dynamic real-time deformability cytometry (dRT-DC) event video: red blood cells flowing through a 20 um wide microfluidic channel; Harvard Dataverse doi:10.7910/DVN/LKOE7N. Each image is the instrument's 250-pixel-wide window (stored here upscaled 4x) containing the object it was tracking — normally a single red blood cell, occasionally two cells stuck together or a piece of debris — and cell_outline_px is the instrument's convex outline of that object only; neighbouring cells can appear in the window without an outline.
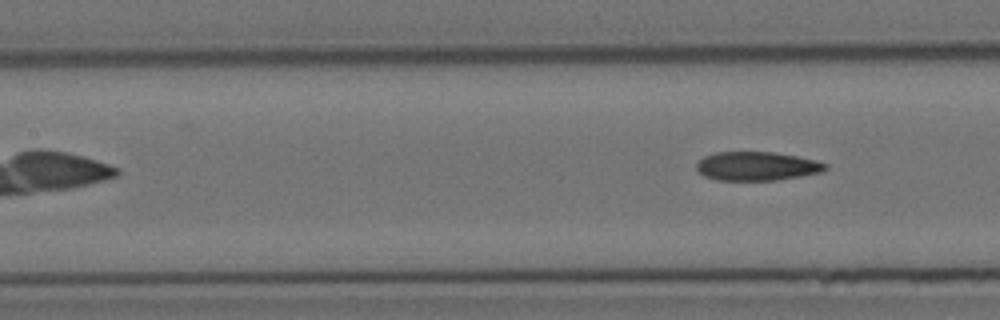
{"species": "Egyptian fruit bat (a non-hibernating species)", "species_latin": "Rousettus aegyptiacus", "temperature_condition": "cold", "stored_images_in_passage": 6, "camera_frame_rate_fps": 3000, "um_per_image_px": 0.085, "animal": {"sex": "female"}, "frame": {"image": 1, "passage_image": 6, "time_ms": 6.333, "image_size_px": [1000, 320], "cell_outline_px": [[828, 168], [824, 172], [776, 180], [716, 180], [704, 176], [696, 168], [696, 164], [704, 156], [716, 152], [772, 152], [796, 156], [816, 160], [828, 164]], "centroid_in_image_um": [64.35, 14.12], "position_along_channel_um": 143.0, "area_um2": 21.68}}